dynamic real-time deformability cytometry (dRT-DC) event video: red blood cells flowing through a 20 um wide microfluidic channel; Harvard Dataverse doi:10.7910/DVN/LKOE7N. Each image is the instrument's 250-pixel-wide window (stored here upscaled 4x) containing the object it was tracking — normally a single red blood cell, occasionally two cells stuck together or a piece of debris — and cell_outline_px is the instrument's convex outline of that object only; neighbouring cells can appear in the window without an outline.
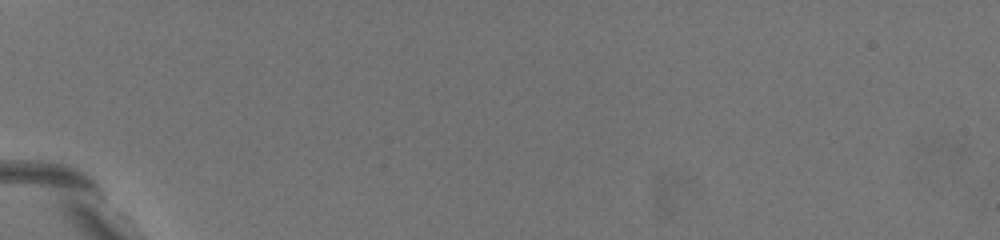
{"species": "common noctule bat (a hibernating species)", "species_latin": "Nyctalus noctula", "temperature_condition": "warm", "stored_images_in_passage": 2, "camera_frame_rate_fps": 3000, "um_per_image_px": 0.085, "animal": {"sex": "female", "body_mass_g": 19.5, "forearm_length_mm": 54.1}, "frame": {"image": 1, "passage_image": 1, "time_ms": 0.0, "image_size_px": [1000, 240], "cell_outline_px": [[176, 204], [172, 208], [168, 208], [120, 168], [116, 164], [104, 144], [116, 140], [128, 144], [144, 160], [176, 196]], "centroid_in_image_um": [11.96, 14.62], "position_along_channel_um": 73.0, "area_um2": 11.96}}